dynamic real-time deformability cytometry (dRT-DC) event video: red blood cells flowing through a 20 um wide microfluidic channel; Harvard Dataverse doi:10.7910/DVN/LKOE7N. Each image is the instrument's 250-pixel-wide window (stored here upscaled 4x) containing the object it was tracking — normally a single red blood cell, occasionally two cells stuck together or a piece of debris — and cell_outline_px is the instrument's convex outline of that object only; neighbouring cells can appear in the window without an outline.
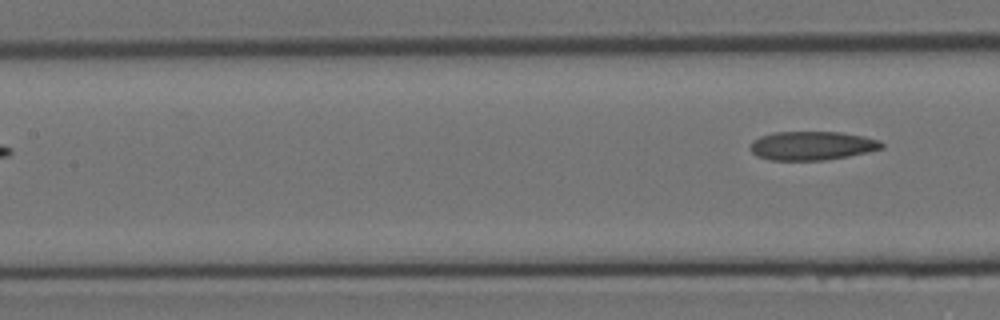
{"species": "Egyptian fruit bat (a non-hibernating species)", "species_latin": "Rousettus aegyptiacus", "temperature_condition": "room temperature", "stored_images_in_passage": 9, "segment_of_instrument_passage": [2, 2], "camera_frame_rate_fps": 3000, "um_per_image_px": 0.085, "animal": {"sex": "female"}, "frame": {"image": 1, "passage_image": 9, "time_ms": 2.667, "image_size_px": [1000, 320], "cell_outline_px": [[884, 148], [868, 152], [848, 156], [824, 160], [772, 160], [756, 156], [748, 148], [748, 144], [752, 140], [760, 136], [772, 132], [840, 132], [864, 136], [880, 140], [884, 144]], "centroid_in_image_um": [68.99, 12.38], "position_along_channel_um": 138.4, "area_um2": 22.31}}